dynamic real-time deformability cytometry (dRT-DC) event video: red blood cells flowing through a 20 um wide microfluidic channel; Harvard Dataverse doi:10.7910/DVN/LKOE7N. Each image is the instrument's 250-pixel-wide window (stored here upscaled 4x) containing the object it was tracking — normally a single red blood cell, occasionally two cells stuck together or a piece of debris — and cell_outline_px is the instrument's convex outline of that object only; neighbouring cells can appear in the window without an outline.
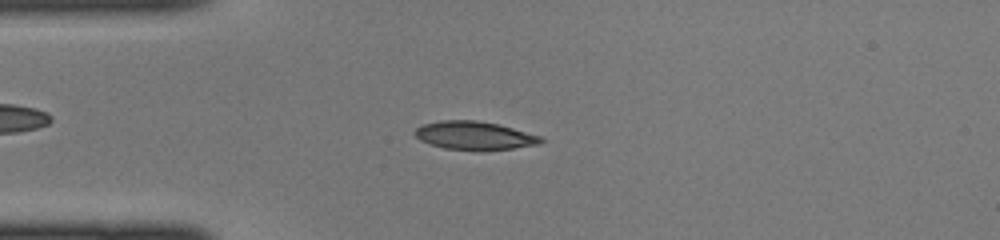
{"species": "common noctule bat (a hibernating species)", "species_latin": "Nyctalus noctula", "temperature_condition": "cold", "stored_images_in_passage": 43, "camera_frame_rate_fps": 3000, "um_per_image_px": 0.085, "animal": {"sex": "female", "body_mass_g": 22.0, "forearm_length_mm": 56.7}, "frame": {"image": 1, "passage_image": 10, "time_ms": 3.0, "image_size_px": [1000, 240], "cell_outline_px": [[544, 140], [540, 144], [512, 148], [444, 148], [428, 144], [420, 140], [412, 132], [420, 124], [440, 120], [476, 120], [500, 124], [540, 136]], "centroid_in_image_um": [40.27, 11.47], "position_along_channel_um": 44.7, "area_um2": 20.35}}
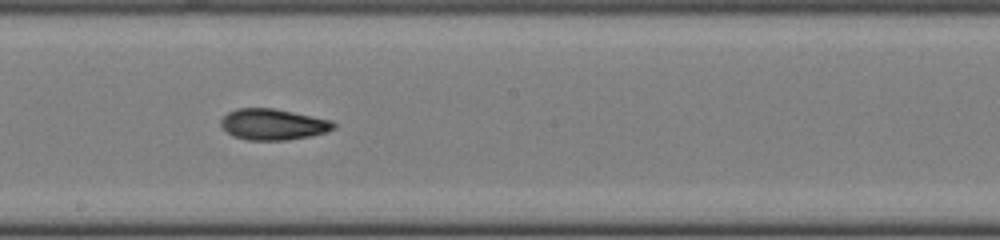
{"frame": {"image": 2, "passage_image": 23, "time_ms": 7.333, "image_size_px": [1000, 240], "cell_outline_px": [[336, 128], [312, 136], [288, 140], [248, 140], [232, 136], [220, 124], [220, 120], [228, 112], [236, 108], [272, 108], [332, 120], [336, 124]], "centroid_in_image_um": [23.21, 10.57], "position_along_channel_um": 225.0, "area_um2": 20.4}}
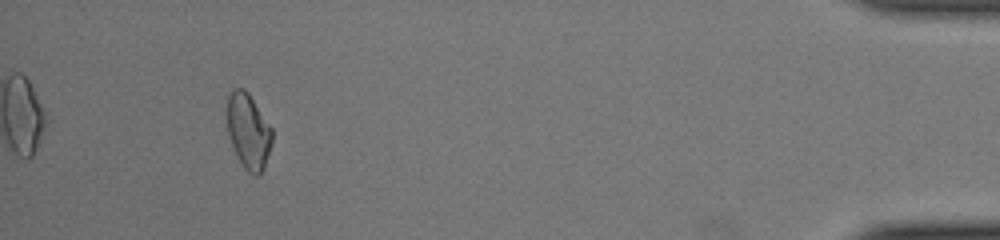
{"frame": {"image": 3, "passage_image": 40, "time_ms": 13.0, "image_size_px": [1000, 240], "cell_outline_px": [[272, 144], [264, 168], [256, 176], [252, 176], [244, 168], [232, 144], [228, 132], [224, 116], [228, 96], [232, 88], [244, 88], [248, 92], [272, 128]], "centroid_in_image_um": [21.09, 11.11], "position_along_channel_um": 414.1, "area_um2": 20.06}}